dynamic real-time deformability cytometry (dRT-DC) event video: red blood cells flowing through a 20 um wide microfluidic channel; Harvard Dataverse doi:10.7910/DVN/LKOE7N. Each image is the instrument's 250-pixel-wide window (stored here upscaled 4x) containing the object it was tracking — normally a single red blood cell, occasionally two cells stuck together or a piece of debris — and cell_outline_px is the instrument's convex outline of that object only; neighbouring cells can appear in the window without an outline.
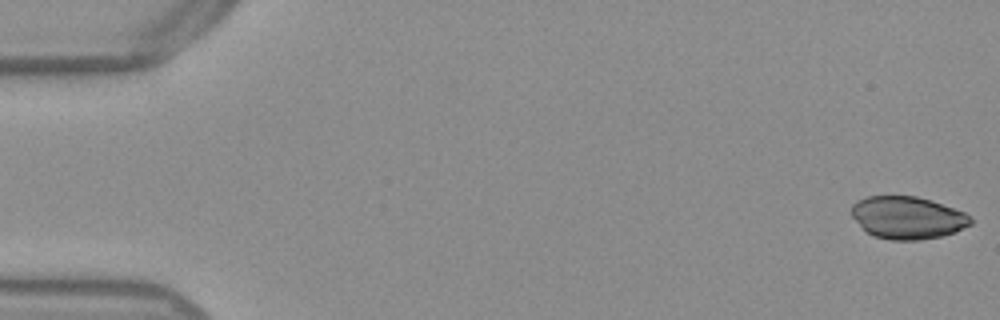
{"species": "Egyptian fruit bat (a non-hibernating species)", "species_latin": "Rousettus aegyptiacus", "temperature_condition": "warm", "stored_images_in_passage": 53, "camera_frame_rate_fps": 3000, "um_per_image_px": 0.085, "frame": {"image": 1, "passage_image": 1, "time_ms": 0.0, "image_size_px": [1000, 320], "cell_outline_px": [[972, 224], [956, 232], [940, 236], [920, 240], [892, 240], [872, 236], [852, 216], [852, 204], [856, 200], [868, 196], [916, 196], [964, 212], [972, 220]], "centroid_in_image_um": [77.13, 18.51], "position_along_channel_um": 7.9, "area_um2": 29.19}}
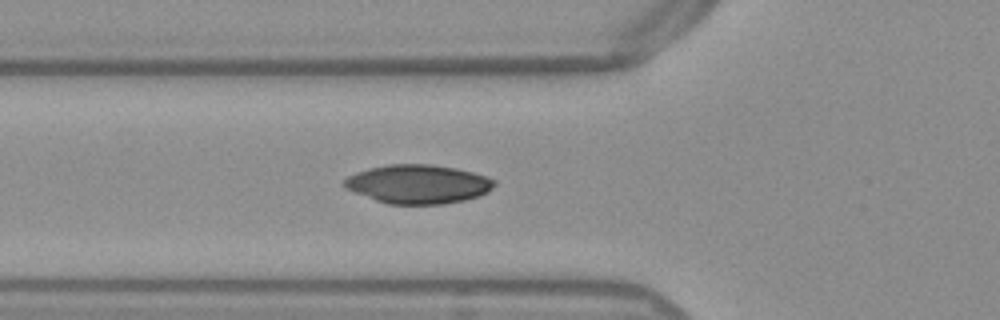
{"frame": {"image": 2, "passage_image": 19, "time_ms": 6.0, "image_size_px": [1000, 320], "cell_outline_px": [[496, 184], [488, 192], [464, 200], [444, 204], [388, 204], [376, 200], [344, 188], [340, 184], [348, 176], [356, 172], [368, 168], [388, 164], [432, 164], [456, 168], [488, 176], [496, 180]], "centroid_in_image_um": [35.53, 15.64], "position_along_channel_um": 90.3, "area_um2": 34.16}}
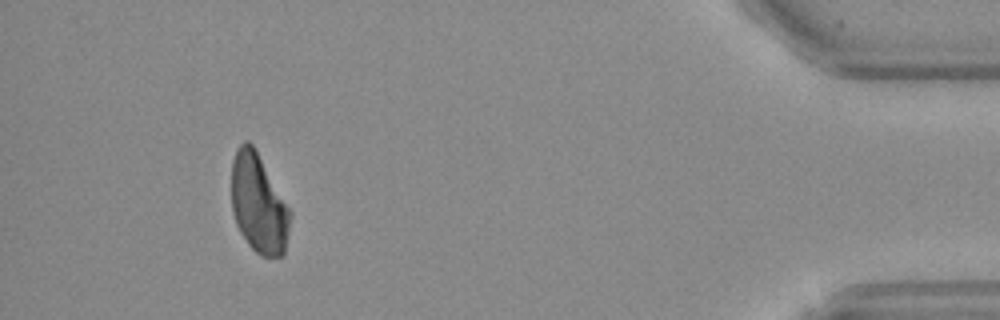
{"frame": {"image": 3, "passage_image": 49, "time_ms": 16.0, "image_size_px": [1000, 320], "cell_outline_px": [[292, 216], [284, 256], [260, 256], [248, 244], [240, 232], [236, 224], [232, 212], [232, 160], [236, 148], [244, 140], [248, 140], [252, 144], [292, 212]], "centroid_in_image_um": [21.98, 17.33], "position_along_channel_um": 413.2, "area_um2": 33.99}}